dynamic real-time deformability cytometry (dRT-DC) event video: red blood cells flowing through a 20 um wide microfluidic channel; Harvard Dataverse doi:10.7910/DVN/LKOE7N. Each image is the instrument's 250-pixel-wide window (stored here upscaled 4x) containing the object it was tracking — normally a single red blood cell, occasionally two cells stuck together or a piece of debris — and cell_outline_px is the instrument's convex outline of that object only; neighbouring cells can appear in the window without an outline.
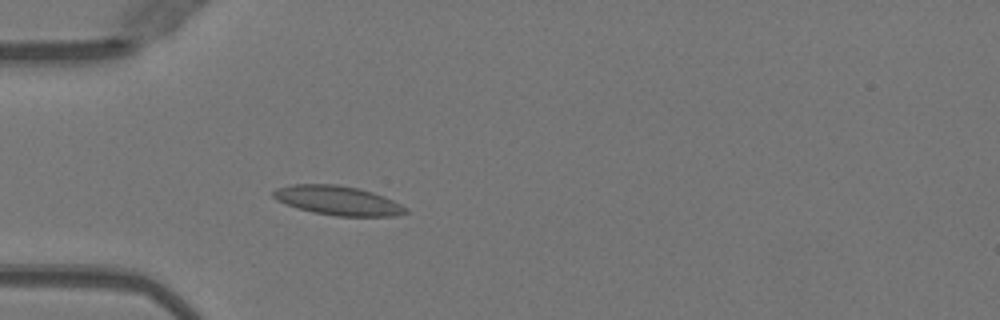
{"species": "Egyptian fruit bat (a non-hibernating species)", "species_latin": "Rousettus aegyptiacus", "temperature_condition": "warm", "stored_images_in_passage": 36, "camera_frame_rate_fps": 3000, "um_per_image_px": 0.085, "animal": {"sex": "female"}, "frame": {"image": 1, "passage_image": 1, "time_ms": 0.0, "image_size_px": [1000, 320], "cell_outline_px": [[408, 212], [396, 216], [336, 216], [312, 212], [296, 208], [276, 200], [272, 196], [272, 192], [276, 188], [292, 184], [336, 184], [360, 188], [384, 196], [408, 208]], "centroid_in_image_um": [28.7, 17.04], "position_along_channel_um": 56.3, "area_um2": 22.72}}
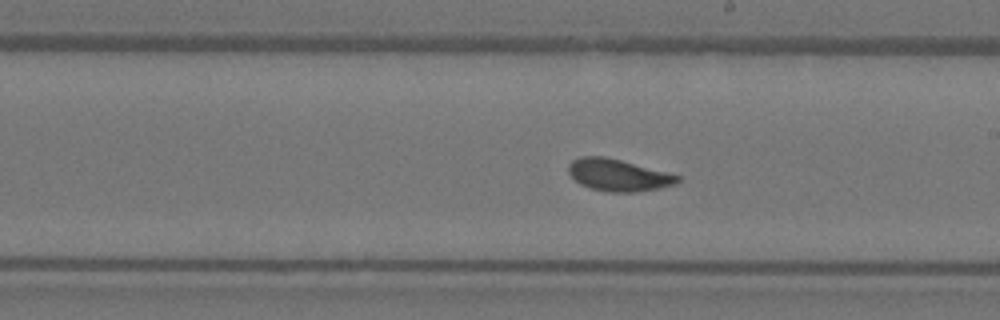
{"frame": {"image": 2, "passage_image": 15, "time_ms": 4.667, "image_size_px": [1000, 320], "cell_outline_px": [[680, 180], [676, 184], [660, 188], [636, 192], [612, 192], [588, 188], [580, 184], [568, 172], [568, 164], [572, 160], [580, 156], [604, 156], [620, 160], [680, 176]], "centroid_in_image_um": [52.52, 14.88], "position_along_channel_um": 236.5, "area_um2": 20.17}}
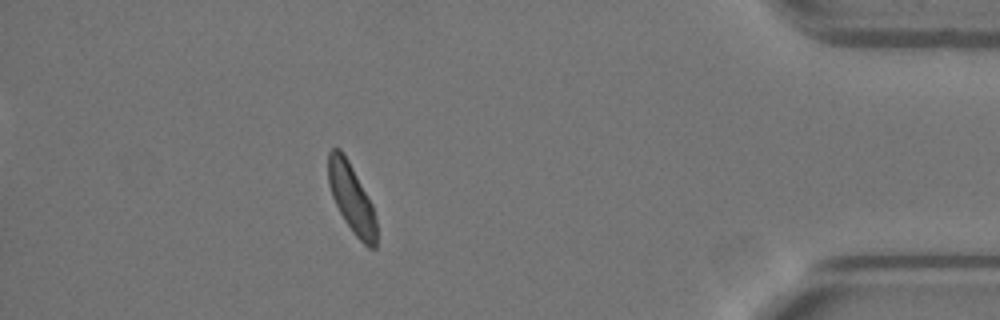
{"frame": {"image": 3, "passage_image": 31, "time_ms": 10.0, "image_size_px": [1000, 320], "cell_outline_px": [[376, 248], [368, 248], [352, 232], [344, 220], [332, 196], [328, 184], [328, 152], [332, 148], [340, 148], [348, 160], [372, 204], [376, 220]], "centroid_in_image_um": [29.87, 16.85], "position_along_channel_um": 405.3, "area_um2": 19.19}, "authors_computed_cell_mechanics": {"area_um2": 20.0566, "velocity_mm_per_s": 3.9995, "shape_relaxation_time_tau1_ms": 2.9778, "shape_relaxation_time_tau2_ms": 1.131, "deformation_change_tau1": 0.1423, "deformation_change_tau2": 0.071}}